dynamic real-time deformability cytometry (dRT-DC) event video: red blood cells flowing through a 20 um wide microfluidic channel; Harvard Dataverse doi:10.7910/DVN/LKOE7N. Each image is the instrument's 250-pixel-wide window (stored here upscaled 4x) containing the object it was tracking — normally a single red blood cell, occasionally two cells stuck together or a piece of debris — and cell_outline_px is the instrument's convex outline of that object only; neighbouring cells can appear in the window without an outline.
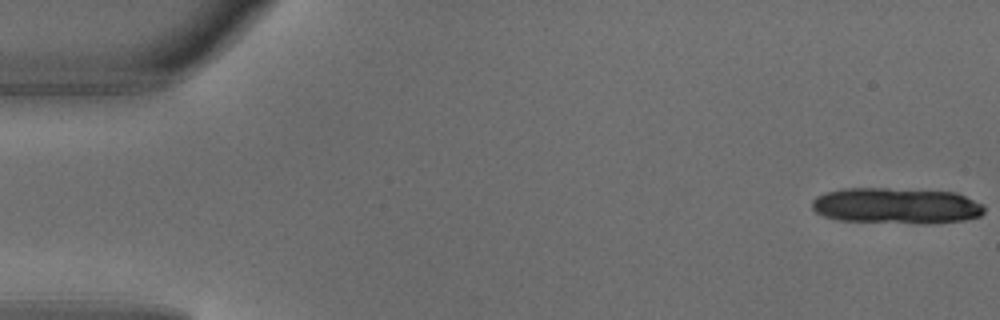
{"species": "common noctule bat (a hibernating species)", "species_latin": "Nyctalus noctula", "temperature_condition": "warm", "stored_images_in_passage": 6, "camera_frame_rate_fps": 3000, "um_per_image_px": 0.085, "animal": {"sex": "male", "body_mass_g": 18.8}, "frame": {"image": 1, "passage_image": 1, "time_ms": 0.0, "image_size_px": [1000, 320], "cell_outline_px": [[984, 212], [980, 216], [964, 220], [932, 224], [916, 224], [836, 220], [824, 216], [816, 212], [812, 208], [812, 200], [816, 196], [828, 192], [844, 188], [888, 188], [956, 192], [984, 204]], "centroid_in_image_um": [76.21, 17.5], "position_along_channel_um": 8.8, "area_um2": 36.59}}
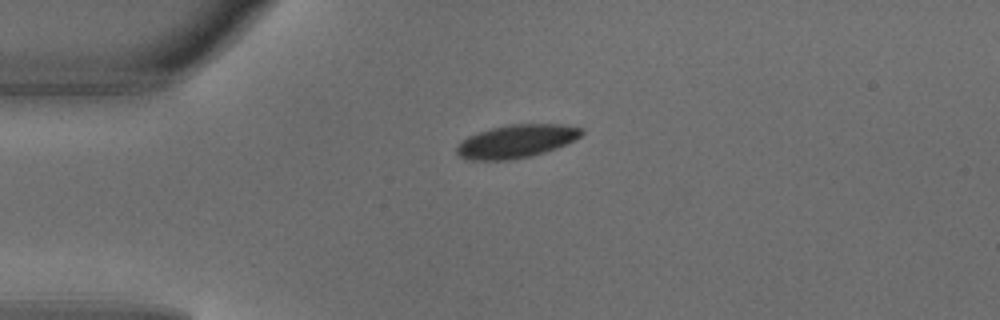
{"frame": {"image": 2, "passage_image": 6, "time_ms": 1.667, "image_size_px": [1000, 320], "cell_outline_px": [[584, 132], [580, 136], [556, 148], [544, 152], [528, 156], [508, 160], [472, 160], [460, 156], [456, 152], [456, 148], [468, 136], [492, 128], [508, 124], [564, 124], [584, 128]], "centroid_in_image_um": [43.91, 11.99], "position_along_channel_um": 41.1, "area_um2": 23.76}}